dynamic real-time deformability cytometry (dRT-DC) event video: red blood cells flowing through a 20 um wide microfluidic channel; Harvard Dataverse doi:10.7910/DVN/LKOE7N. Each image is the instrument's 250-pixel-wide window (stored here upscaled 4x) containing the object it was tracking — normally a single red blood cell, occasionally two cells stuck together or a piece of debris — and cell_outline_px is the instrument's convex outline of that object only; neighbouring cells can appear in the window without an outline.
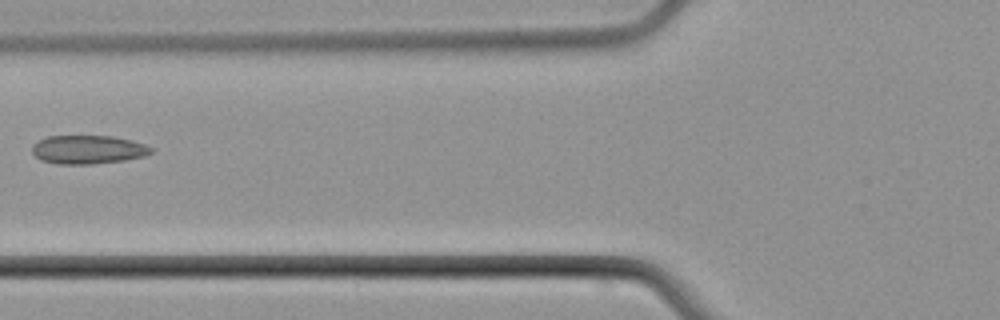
{"species": "common noctule bat (a hibernating species)", "species_latin": "Nyctalus noctula", "temperature_condition": "cold", "stored_images_in_passage": 7, "camera_frame_rate_fps": 3000, "um_per_image_px": 0.085, "animal": {"sex": "male", "body_mass_g": 21.5, "forearm_length_mm": 52.0}, "frame": {"image": 1, "passage_image": 6, "time_ms": 7.0, "image_size_px": [1000, 320], "cell_outline_px": [[152, 152], [144, 156], [124, 160], [92, 164], [56, 164], [40, 160], [32, 152], [32, 144], [48, 136], [112, 136], [132, 140], [144, 144], [152, 148]], "centroid_in_image_um": [7.46, 12.72], "position_along_channel_um": 118.3, "area_um2": 19.83}}
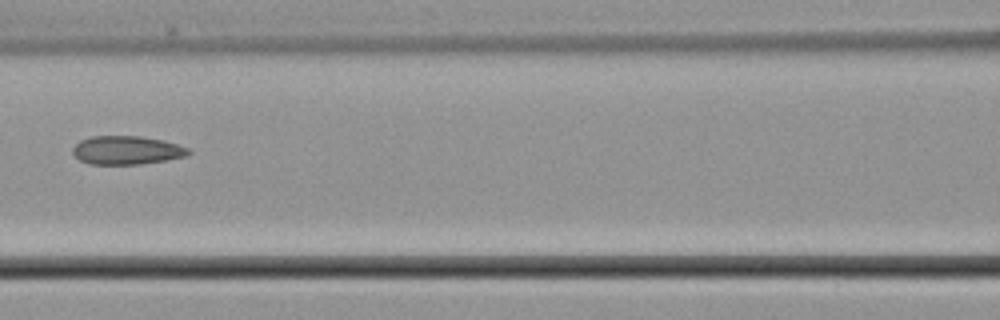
{"frame": {"image": 2, "passage_image": 7, "time_ms": 8.0, "image_size_px": [1000, 320], "cell_outline_px": [[192, 152], [188, 156], [140, 164], [88, 164], [80, 160], [72, 152], [72, 148], [80, 140], [92, 136], [140, 136], [164, 140], [188, 148]], "centroid_in_image_um": [10.77, 12.76], "position_along_channel_um": 155.8, "area_um2": 19.25}}